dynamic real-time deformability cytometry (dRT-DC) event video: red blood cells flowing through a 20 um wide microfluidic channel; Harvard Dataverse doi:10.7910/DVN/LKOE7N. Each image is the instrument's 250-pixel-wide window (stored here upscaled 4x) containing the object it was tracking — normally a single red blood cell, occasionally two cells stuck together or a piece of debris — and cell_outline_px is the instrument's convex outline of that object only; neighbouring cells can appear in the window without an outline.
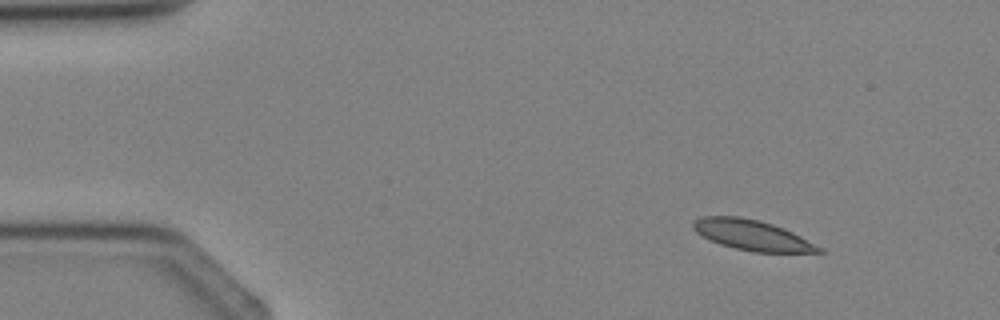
{"species": "Egyptian fruit bat (a non-hibernating species)", "species_latin": "Rousettus aegyptiacus", "temperature_condition": "cold", "stored_images_in_passage": 4, "camera_frame_rate_fps": 3000, "um_per_image_px": 0.085, "animal": {"sex": "female"}, "frame": {"image": 1, "passage_image": 1, "time_ms": 0.0, "image_size_px": [1000, 320], "cell_outline_px": [[824, 252], [752, 252], [720, 244], [708, 240], [696, 232], [692, 228], [692, 224], [696, 220], [704, 216], [740, 216], [760, 220], [784, 228], [824, 248]], "centroid_in_image_um": [63.93, 19.98], "position_along_channel_um": 21.1, "area_um2": 22.2}}
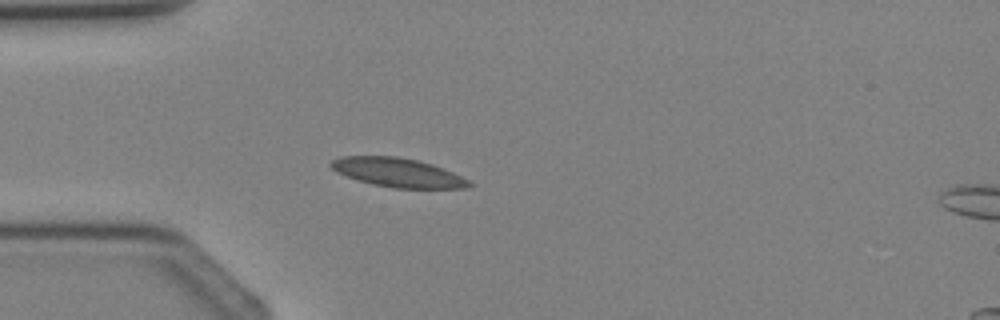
{"frame": {"image": 2, "passage_image": 3, "time_ms": 2.0, "image_size_px": [1000, 320], "cell_outline_px": [[476, 184], [464, 188], [392, 188], [372, 184], [336, 172], [328, 164], [332, 160], [340, 156], [396, 156], [420, 160], [432, 164], [452, 172]], "centroid_in_image_um": [33.81, 14.66], "position_along_channel_um": 51.2, "area_um2": 23.29}}